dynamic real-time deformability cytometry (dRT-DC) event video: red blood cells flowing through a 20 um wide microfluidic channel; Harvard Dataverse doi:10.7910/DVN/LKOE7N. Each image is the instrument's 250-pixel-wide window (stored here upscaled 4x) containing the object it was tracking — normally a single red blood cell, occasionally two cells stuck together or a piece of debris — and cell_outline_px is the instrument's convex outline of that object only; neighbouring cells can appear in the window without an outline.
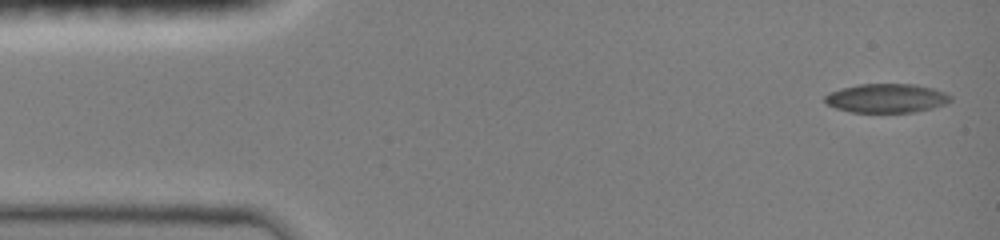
{"species": "common noctule bat (a hibernating species)", "species_latin": "Nyctalus noctula", "temperature_condition": "room temperature", "stored_images_in_passage": 11, "camera_frame_rate_fps": 3000, "um_per_image_px": 0.085, "animal": {"sex": "female", "body_mass_g": 19.0, "forearm_length_mm": 51.5}, "frame": {"image": 1, "passage_image": 1, "time_ms": 0.0, "image_size_px": [1000, 240], "cell_outline_px": [[952, 100], [944, 104], [932, 108], [912, 112], [852, 112], [836, 108], [828, 104], [824, 100], [824, 96], [828, 92], [860, 84], [912, 84], [932, 88], [944, 92], [952, 96]], "centroid_in_image_um": [75.35, 8.35], "position_along_channel_um": 9.6, "area_um2": 21.04}}
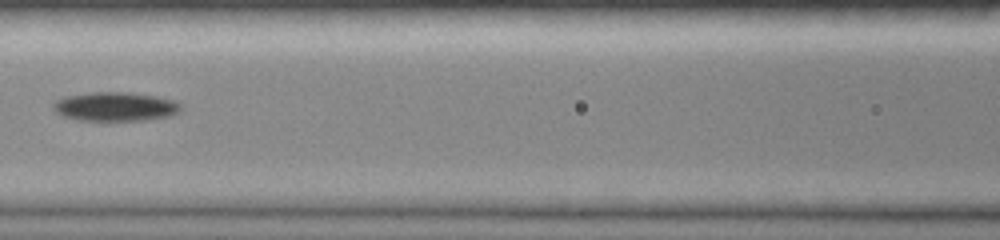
{"frame": {"image": 2, "passage_image": 7, "time_ms": 6.333, "image_size_px": [1000, 240], "cell_outline_px": [[180, 112], [168, 116], [144, 120], [76, 120], [64, 116], [56, 112], [52, 108], [52, 104], [56, 100], [64, 96], [88, 92], [128, 92], [156, 96], [172, 100], [180, 104]], "centroid_in_image_um": [9.75, 9.05], "position_along_channel_um": 156.9, "area_um2": 21.56}}
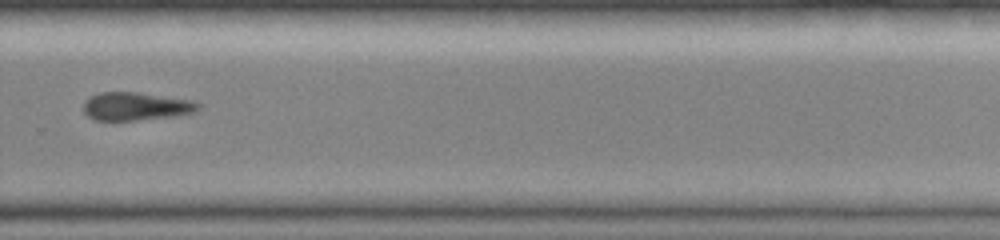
{"frame": {"image": 3, "passage_image": 11, "time_ms": 10.333, "image_size_px": [1000, 240], "cell_outline_px": [[200, 108], [192, 112], [172, 116], [136, 120], [96, 120], [88, 116], [84, 112], [84, 100], [100, 92], [136, 92], [192, 100], [200, 104]], "centroid_in_image_um": [11.53, 9.03], "position_along_channel_um": 318.3, "area_um2": 18.55}}